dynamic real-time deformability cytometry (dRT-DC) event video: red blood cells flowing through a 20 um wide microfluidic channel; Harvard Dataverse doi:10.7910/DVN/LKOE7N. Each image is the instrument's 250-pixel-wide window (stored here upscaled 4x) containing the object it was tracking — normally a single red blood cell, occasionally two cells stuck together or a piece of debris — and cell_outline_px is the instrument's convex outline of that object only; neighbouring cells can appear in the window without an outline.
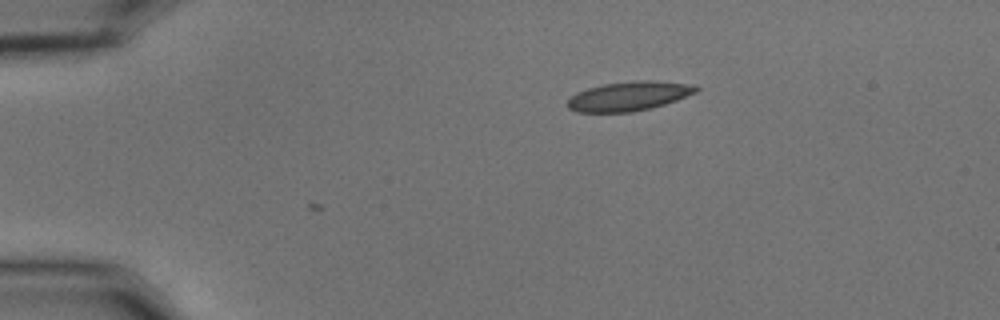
{"species": "common noctule bat (a hibernating species)", "species_latin": "Nyctalus noctula", "temperature_condition": "cold", "stored_images_in_passage": 2, "camera_frame_rate_fps": 3000, "um_per_image_px": 0.085, "animal": {"sex": "male", "body_mass_g": 15.6}, "frame": {"image": 1, "passage_image": 2, "time_ms": 0.333, "image_size_px": [1000, 320], "cell_outline_px": [[700, 88], [696, 92], [676, 100], [652, 108], [632, 112], [576, 112], [568, 108], [568, 100], [576, 92], [588, 88], [604, 84], [640, 80], [648, 80], [684, 84]], "centroid_in_image_um": [53.4, 8.19], "position_along_channel_um": 31.6, "area_um2": 21.56}}